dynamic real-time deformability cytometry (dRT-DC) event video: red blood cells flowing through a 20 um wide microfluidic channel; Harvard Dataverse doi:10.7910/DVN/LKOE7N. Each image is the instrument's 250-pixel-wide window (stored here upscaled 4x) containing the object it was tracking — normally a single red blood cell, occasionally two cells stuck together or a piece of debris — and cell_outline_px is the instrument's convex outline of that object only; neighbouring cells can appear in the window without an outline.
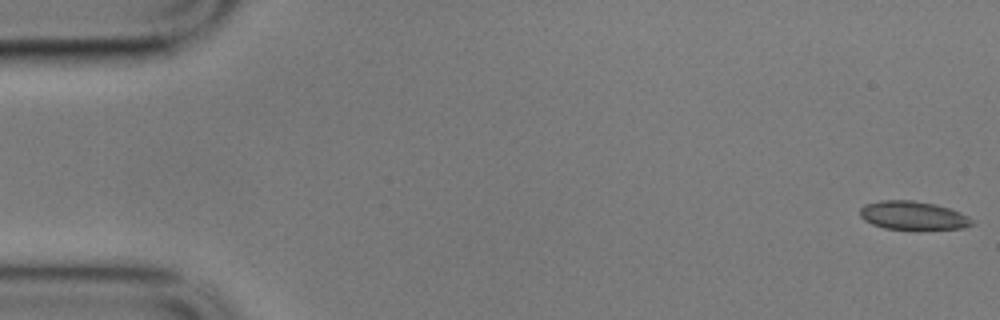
{"species": "common noctule bat (a hibernating species)", "species_latin": "Nyctalus noctula", "temperature_condition": "cold", "stored_images_in_passage": 5, "camera_frame_rate_fps": 3000, "um_per_image_px": 0.085, "animal": {"sex": "male", "body_mass_g": 17.9}, "frame": {"image": 1, "passage_image": 1, "time_ms": 0.0, "image_size_px": [1000, 320], "cell_outline_px": [[976, 224], [964, 228], [920, 232], [916, 232], [884, 228], [872, 224], [864, 220], [860, 216], [860, 208], [864, 204], [880, 200], [912, 200], [936, 204], [960, 212], [976, 220]], "centroid_in_image_um": [77.67, 18.37], "position_along_channel_um": 7.3, "area_um2": 19.71}}
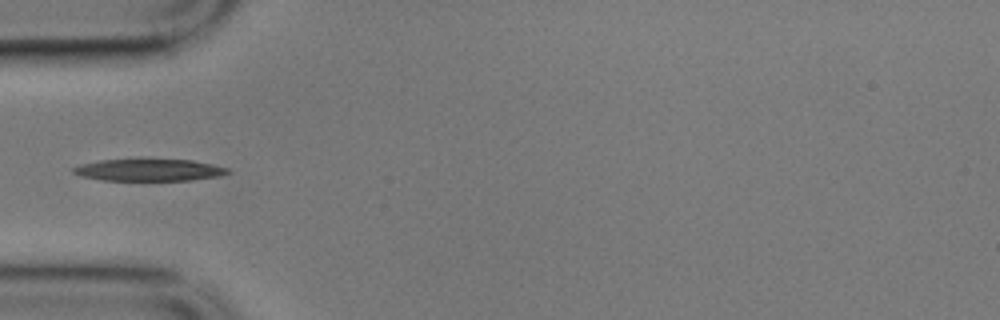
{"frame": {"image": 2, "passage_image": 5, "time_ms": 1.333, "image_size_px": [1000, 320], "cell_outline_px": [[232, 172], [220, 176], [192, 180], [100, 180], [80, 176], [72, 172], [72, 168], [84, 164], [100, 160], [192, 160], [212, 164], [228, 168]], "centroid_in_image_um": [12.7, 14.46], "position_along_channel_um": 72.3, "area_um2": 19.54}}